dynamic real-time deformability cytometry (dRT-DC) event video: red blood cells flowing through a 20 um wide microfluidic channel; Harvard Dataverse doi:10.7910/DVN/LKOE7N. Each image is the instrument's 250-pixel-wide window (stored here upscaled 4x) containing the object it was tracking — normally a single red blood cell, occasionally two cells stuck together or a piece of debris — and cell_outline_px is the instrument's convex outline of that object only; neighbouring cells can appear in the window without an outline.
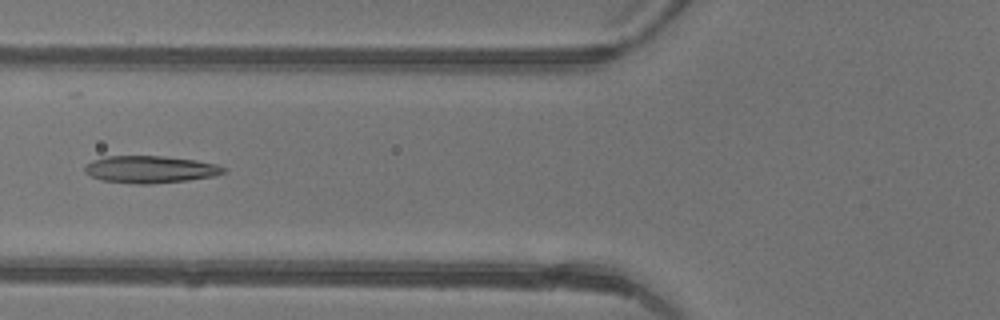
{"species": "common noctule bat (a hibernating species)", "species_latin": "Nyctalus noctula", "temperature_condition": "warm", "stored_images_in_passage": 47, "camera_frame_rate_fps": 3000, "um_per_image_px": 0.085, "animal": {"sex": "female"}, "frame": {"image": 1, "passage_image": 19, "time_ms": 6.0, "image_size_px": [1000, 320], "cell_outline_px": [[224, 172], [212, 176], [188, 180], [148, 184], [136, 184], [100, 180], [84, 172], [84, 164], [92, 160], [104, 156], [160, 156], [196, 160], [216, 164], [224, 168]], "centroid_in_image_um": [12.69, 14.39], "position_along_channel_um": 113.1, "area_um2": 21.91}}
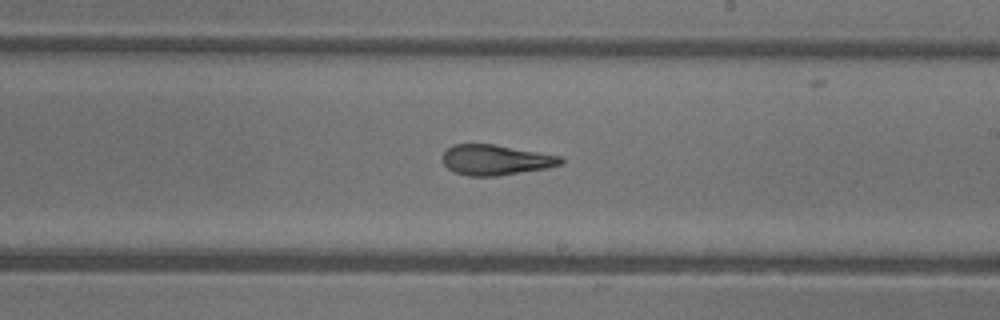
{"frame": {"image": 2, "passage_image": 28, "time_ms": 9.0, "image_size_px": [1000, 320], "cell_outline_px": [[564, 164], [548, 168], [496, 176], [468, 176], [456, 172], [448, 168], [444, 164], [444, 152], [452, 144], [492, 144], [560, 156], [564, 160]], "centroid_in_image_um": [42.16, 13.6], "position_along_channel_um": 246.8, "area_um2": 20.69}}
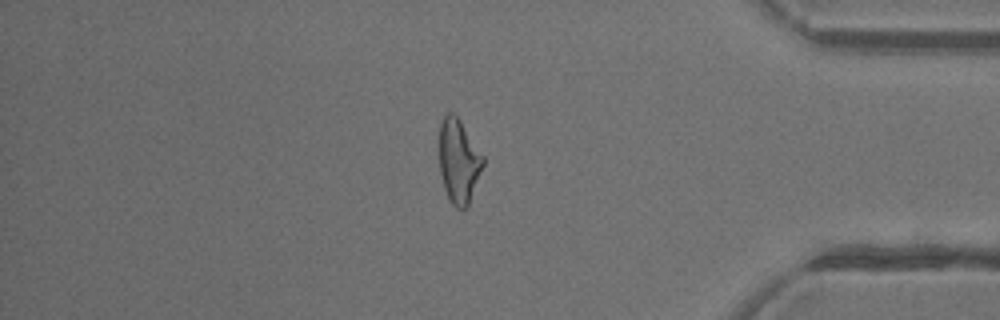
{"frame": {"image": 3, "passage_image": 40, "time_ms": 13.0, "image_size_px": [1000, 320], "cell_outline_px": [[484, 164], [468, 204], [464, 208], [456, 208], [448, 200], [444, 188], [440, 172], [440, 120], [448, 112], [452, 112], [460, 120], [484, 156]], "centroid_in_image_um": [38.98, 13.68], "position_along_channel_um": 396.2, "area_um2": 21.27}, "authors_computed_cell_mechanics": {"area_um2": 22.0218, "velocity_mm_per_s": 4.4515, "shape_relaxation_time_tau1_ms": null, "shape_relaxation_time_tau2_ms": 1.6673, "deformation_change_tau1": null, "deformation_change_tau2": 0.1226}}